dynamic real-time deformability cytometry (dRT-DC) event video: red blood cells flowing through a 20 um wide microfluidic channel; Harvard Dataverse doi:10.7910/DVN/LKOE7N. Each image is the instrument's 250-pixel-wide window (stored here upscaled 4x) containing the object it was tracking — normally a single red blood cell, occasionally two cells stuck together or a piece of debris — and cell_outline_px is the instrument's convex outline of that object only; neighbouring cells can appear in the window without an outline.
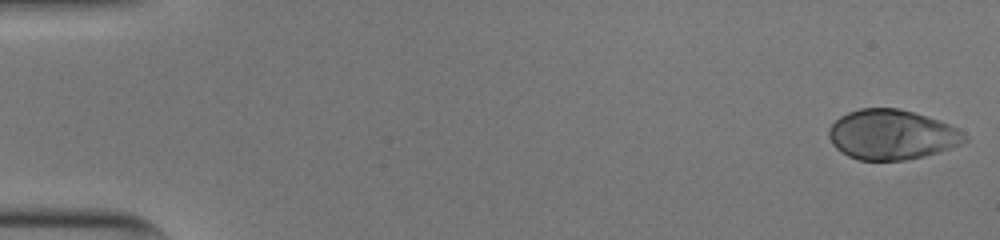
{"species": "human", "species_latin": "Homo sapiens", "temperature_condition": "cold", "stored_images_in_passage": 51, "camera_frame_rate_fps": 3000, "um_per_image_px": 0.085, "donor": {"sex": "male"}, "frame": {"image": 1, "passage_image": 1, "time_ms": 0.0, "image_size_px": [1000, 240], "cell_outline_px": [[968, 140], [960, 144], [924, 156], [904, 160], [860, 160], [848, 156], [840, 152], [832, 144], [828, 136], [828, 128], [840, 116], [848, 112], [860, 108], [900, 108], [948, 124], [956, 128], [968, 136]], "centroid_in_image_um": [75.75, 11.45], "position_along_channel_um": 9.2, "area_um2": 39.25}}
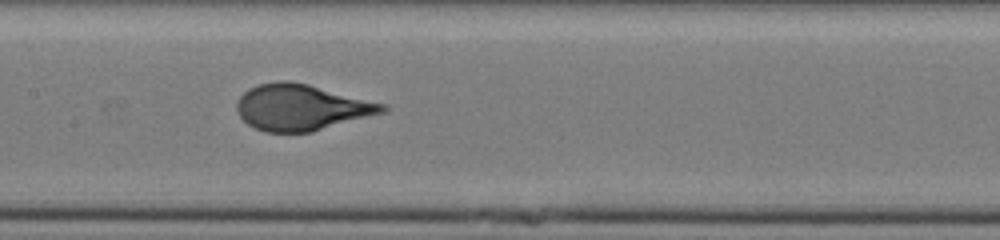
{"frame": {"image": 2, "passage_image": 26, "time_ms": 8.333, "image_size_px": [1000, 240], "cell_outline_px": [[388, 112], [312, 132], [264, 132], [248, 124], [236, 112], [236, 100], [248, 88], [260, 84], [276, 80], [288, 80], [308, 84], [388, 104]], "centroid_in_image_um": [25.65, 9.12], "position_along_channel_um": 181.7, "area_um2": 39.59}}
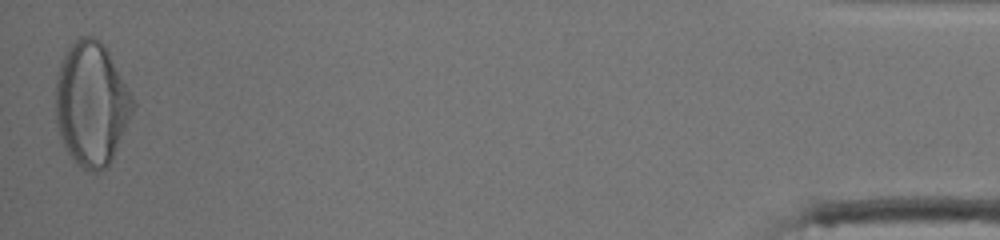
{"frame": {"image": 3, "passage_image": 51, "time_ms": 16.667, "image_size_px": [1000, 240], "cell_outline_px": [[136, 104], [112, 160], [108, 168], [96, 172], [92, 172], [76, 164], [64, 148], [56, 124], [56, 76], [60, 64], [68, 48], [80, 36], [92, 36], [100, 40], [104, 44], [132, 96]], "centroid_in_image_um": [7.77, 8.86], "position_along_channel_um": 427.4, "area_um2": 55.66}, "authors_computed_cell_mechanics": {"area_um2": 39.1306, "velocity_mm_per_s": 3.9668, "shape_relaxation_time_tau1_ms": 4.5308, "shape_relaxation_time_tau2_ms": null, "deformation_change_tau1": 0.2266, "deformation_change_tau2": null}}